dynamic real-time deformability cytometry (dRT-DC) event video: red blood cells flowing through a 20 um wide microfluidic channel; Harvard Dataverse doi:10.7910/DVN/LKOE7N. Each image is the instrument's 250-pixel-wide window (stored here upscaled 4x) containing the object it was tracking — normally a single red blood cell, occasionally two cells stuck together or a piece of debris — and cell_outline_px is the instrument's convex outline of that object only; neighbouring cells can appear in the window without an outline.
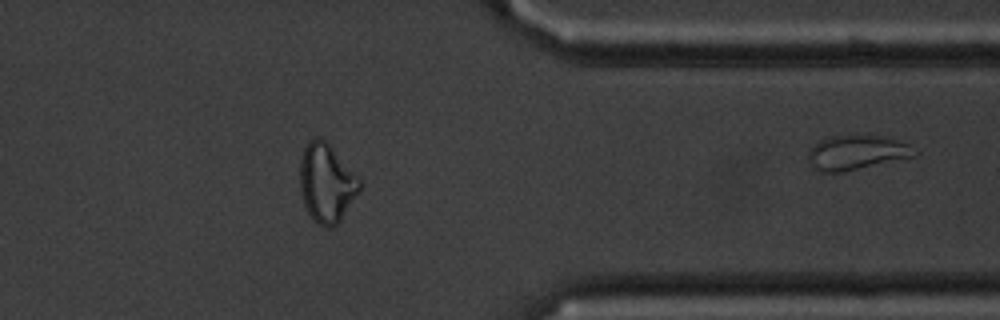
{"species": "common noctule bat (a hibernating species)", "species_latin": "Nyctalus noctula", "temperature_condition": "cold", "stored_images_in_passage": 40, "segment_of_instrument_passage": [2, 2], "camera_frame_rate_fps": 3000, "um_per_image_px": 0.085, "animal": {"sex": "male", "body_mass_g": 20.1, "forearm_length_mm": 53.5}, "frame": {"image": 1, "passage_image": 40, "time_ms": 13.0, "image_size_px": [1000, 320], "cell_outline_px": [[920, 152], [916, 156], [844, 172], [820, 172], [812, 168], [808, 160], [808, 152], [820, 140], [828, 136], [880, 136], [908, 144]], "centroid_in_image_um": [72.81, 12.99], "position_along_channel_um": 338.6, "area_um2": 21.27}}